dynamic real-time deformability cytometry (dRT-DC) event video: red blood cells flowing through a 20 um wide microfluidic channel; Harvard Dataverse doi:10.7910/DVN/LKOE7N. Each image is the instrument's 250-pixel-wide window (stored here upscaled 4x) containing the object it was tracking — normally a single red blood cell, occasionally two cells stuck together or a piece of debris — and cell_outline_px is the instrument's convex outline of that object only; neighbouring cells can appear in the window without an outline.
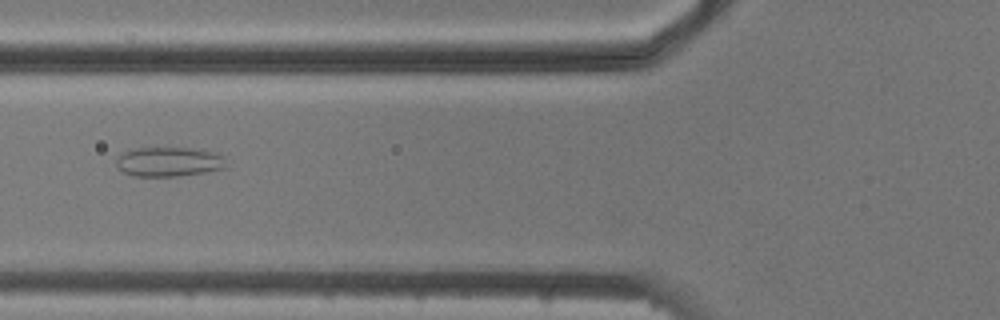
{"species": "common noctule bat (a hibernating species)", "species_latin": "Nyctalus noctula", "temperature_condition": "cold", "stored_images_in_passage": 3, "camera_frame_rate_fps": 3000, "um_per_image_px": 0.085, "animal": {"sex": "male", "body_mass_g": 20.5, "forearm_length_mm": 52.5}, "frame": {"image": 1, "passage_image": 2, "time_ms": 1.0, "image_size_px": [1000, 320], "cell_outline_px": [[224, 168], [204, 172], [176, 176], [136, 176], [124, 172], [116, 164], [116, 160], [124, 152], [136, 148], [192, 148], [216, 152], [224, 156]], "centroid_in_image_um": [14.37, 13.74], "position_along_channel_um": 111.4, "area_um2": 18.61}}